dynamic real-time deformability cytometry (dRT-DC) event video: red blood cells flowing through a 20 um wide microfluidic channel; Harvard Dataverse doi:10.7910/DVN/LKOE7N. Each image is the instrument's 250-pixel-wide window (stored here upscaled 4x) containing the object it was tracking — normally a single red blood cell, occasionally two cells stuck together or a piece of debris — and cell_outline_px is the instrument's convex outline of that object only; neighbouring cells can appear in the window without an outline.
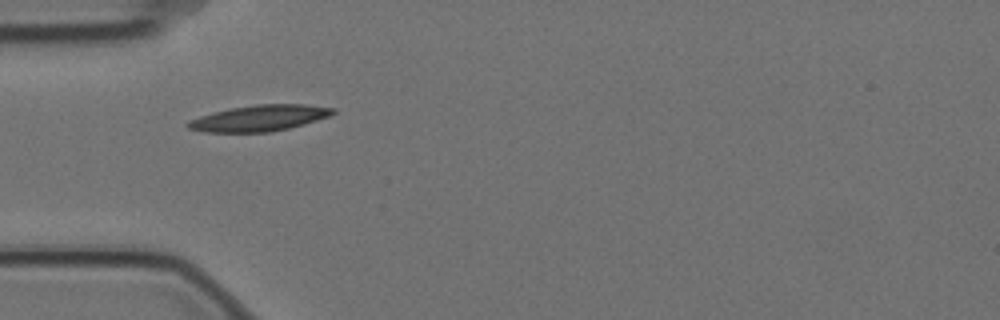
{"species": "Egyptian fruit bat (a non-hibernating species)", "species_latin": "Rousettus aegyptiacus", "temperature_condition": "cold", "stored_images_in_passage": 3, "camera_frame_rate_fps": 3000, "um_per_image_px": 0.085, "animal": {"sex": "female"}, "frame": {"image": 1, "passage_image": 2, "time_ms": 0.333, "image_size_px": [1000, 320], "cell_outline_px": [[336, 112], [332, 116], [304, 124], [272, 132], [204, 132], [188, 128], [184, 124], [188, 120], [212, 112], [232, 108], [256, 104], [304, 104], [336, 108]], "centroid_in_image_um": [22.07, 10.04], "position_along_channel_um": 62.9, "area_um2": 22.2}}
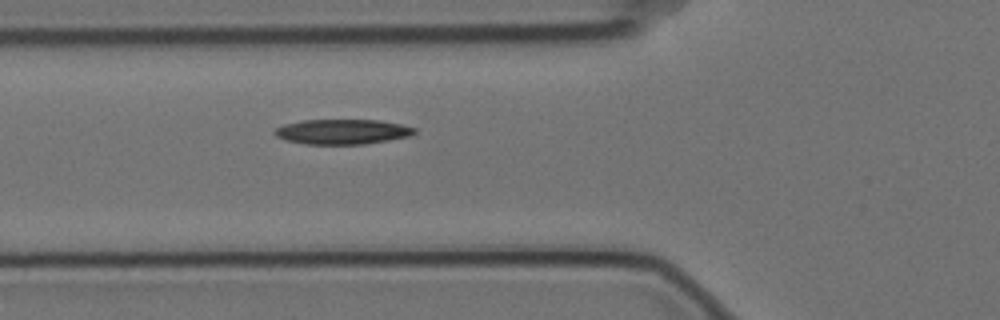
{"frame": {"image": 2, "passage_image": 3, "time_ms": 0.667, "image_size_px": [1000, 320], "cell_outline_px": [[416, 132], [408, 136], [388, 140], [364, 144], [304, 144], [284, 140], [276, 136], [272, 132], [276, 128], [284, 124], [304, 120], [380, 120], [400, 124], [416, 128]], "centroid_in_image_um": [29.06, 11.19], "position_along_channel_um": 96.7, "area_um2": 20.35}}